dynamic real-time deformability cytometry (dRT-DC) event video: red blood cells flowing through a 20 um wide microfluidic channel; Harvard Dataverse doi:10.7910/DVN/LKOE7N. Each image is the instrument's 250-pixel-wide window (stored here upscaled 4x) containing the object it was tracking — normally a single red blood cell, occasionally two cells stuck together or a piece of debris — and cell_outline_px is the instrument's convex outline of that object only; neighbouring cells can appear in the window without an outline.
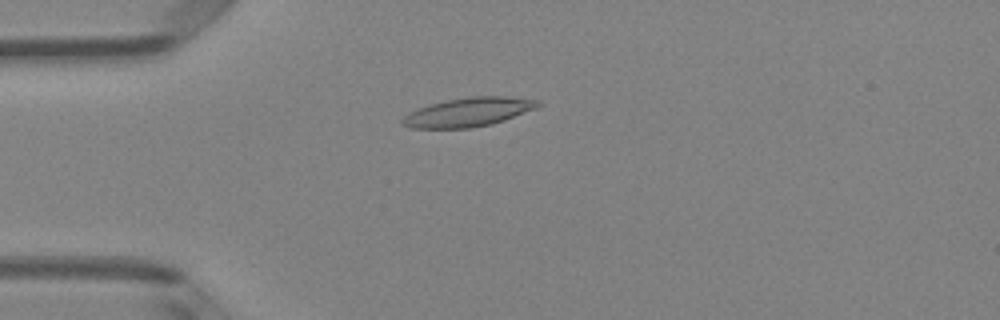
{"species": "Egyptian fruit bat (a non-hibernating species)", "species_latin": "Rousettus aegyptiacus", "temperature_condition": "room temperature", "stored_images_in_passage": 50, "camera_frame_rate_fps": 3000, "um_per_image_px": 0.085, "animal": {"sex": "female"}, "frame": {"image": 1, "passage_image": 13, "time_ms": 4.0, "image_size_px": [1000, 320], "cell_outline_px": [[540, 104], [536, 108], [504, 120], [492, 124], [468, 128], [412, 128], [404, 124], [400, 120], [408, 112], [432, 104], [448, 100], [468, 96], [508, 96], [540, 100]], "centroid_in_image_um": [39.83, 9.52], "position_along_channel_um": 45.2, "area_um2": 22.66}}
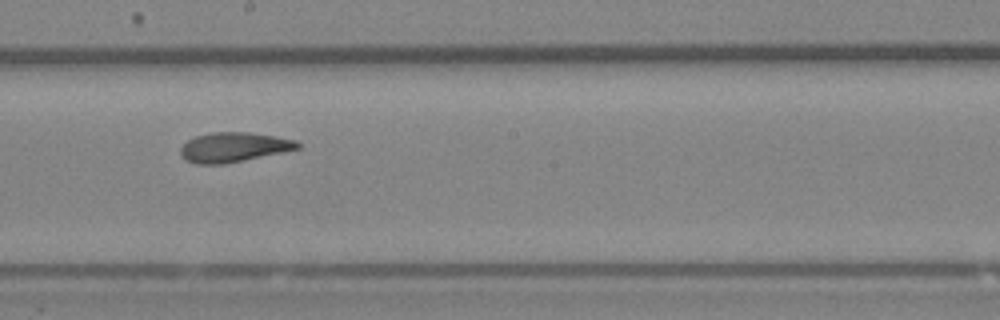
{"frame": {"image": 2, "passage_image": 28, "time_ms": 9.0, "image_size_px": [1000, 320], "cell_outline_px": [[300, 148], [224, 164], [196, 164], [184, 160], [180, 156], [180, 148], [188, 140], [196, 136], [212, 132], [248, 132], [276, 136], [296, 140], [300, 144]], "centroid_in_image_um": [19.82, 12.51], "position_along_channel_um": 228.4, "area_um2": 20.17}}
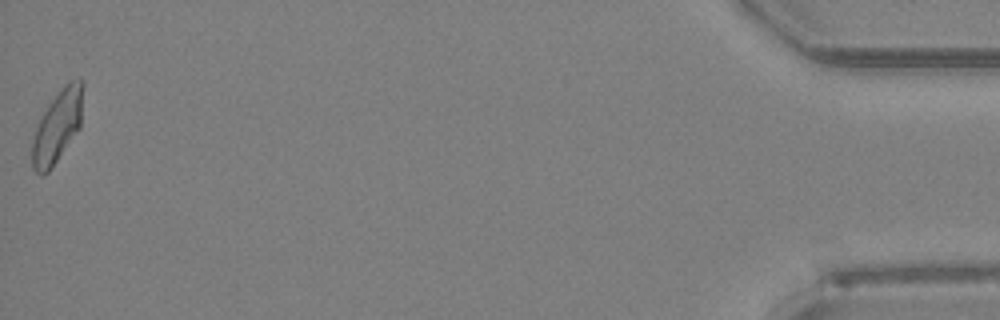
{"frame": {"image": 3, "passage_image": 50, "time_ms": 16.333, "image_size_px": [1000, 320], "cell_outline_px": [[84, 84], [80, 128], [48, 172], [40, 176], [32, 168], [32, 140], [40, 116], [48, 104], [64, 84], [68, 80], [84, 80]], "centroid_in_image_um": [4.88, 10.71], "position_along_channel_um": 430.3, "area_um2": 21.5}, "authors_computed_cell_mechanics": {"area_um2": 20.7502, "velocity_mm_per_s": 4.0508, "shape_relaxation_time_tau1_ms": 11.3359, "shape_relaxation_time_tau2_ms": 2.5081, "deformation_change_tau1": 0.2591, "deformation_change_tau2": 0.0888}}